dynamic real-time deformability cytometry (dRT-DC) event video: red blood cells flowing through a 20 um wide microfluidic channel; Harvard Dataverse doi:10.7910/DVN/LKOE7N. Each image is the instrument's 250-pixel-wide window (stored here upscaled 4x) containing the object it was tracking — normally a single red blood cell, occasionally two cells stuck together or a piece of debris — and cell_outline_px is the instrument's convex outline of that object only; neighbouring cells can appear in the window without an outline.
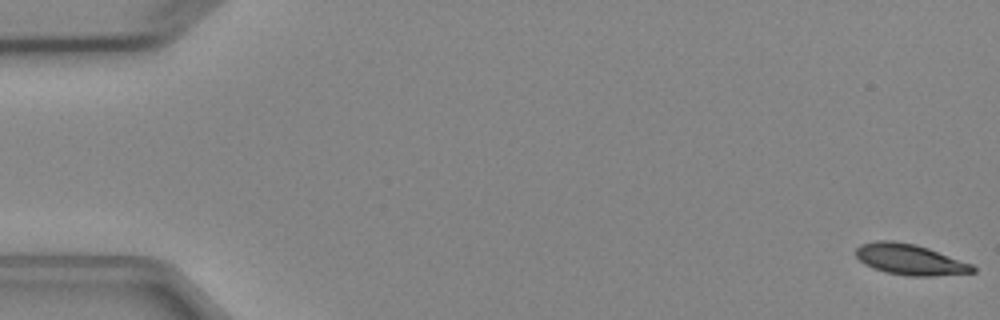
{"species": "Egyptian fruit bat (a non-hibernating species)", "species_latin": "Rousettus aegyptiacus", "temperature_condition": "cold", "stored_images_in_passage": 5, "camera_frame_rate_fps": 3000, "um_per_image_px": 0.085, "animal": {"sex": "female"}, "frame": {"image": 1, "passage_image": 1, "time_ms": 0.0, "image_size_px": [1000, 320], "cell_outline_px": [[976, 272], [932, 276], [908, 276], [884, 272], [872, 268], [864, 264], [856, 256], [856, 248], [860, 244], [876, 240], [892, 240], [916, 244], [928, 248], [972, 264], [976, 268]], "centroid_in_image_um": [77.32, 22.05], "position_along_channel_um": 7.7, "area_um2": 21.1}}
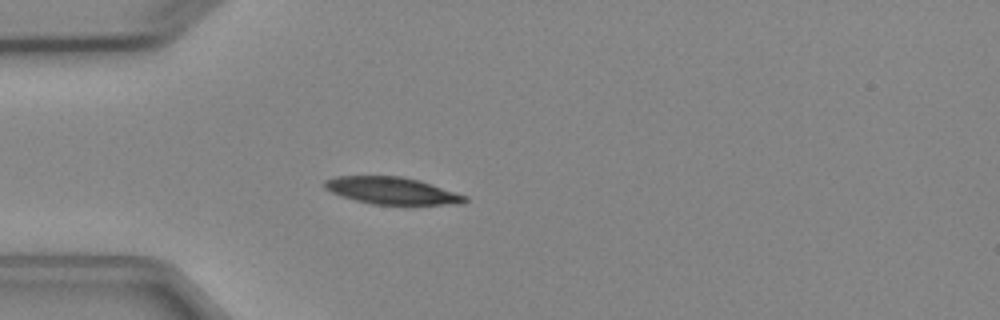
{"frame": {"image": 2, "passage_image": 5, "time_ms": 4.667, "image_size_px": [1000, 320], "cell_outline_px": [[468, 200], [464, 204], [372, 204], [340, 196], [324, 188], [324, 180], [336, 176], [400, 176], [420, 180], [468, 196]], "centroid_in_image_um": [33.32, 16.2], "position_along_channel_um": 51.7, "area_um2": 22.14}}